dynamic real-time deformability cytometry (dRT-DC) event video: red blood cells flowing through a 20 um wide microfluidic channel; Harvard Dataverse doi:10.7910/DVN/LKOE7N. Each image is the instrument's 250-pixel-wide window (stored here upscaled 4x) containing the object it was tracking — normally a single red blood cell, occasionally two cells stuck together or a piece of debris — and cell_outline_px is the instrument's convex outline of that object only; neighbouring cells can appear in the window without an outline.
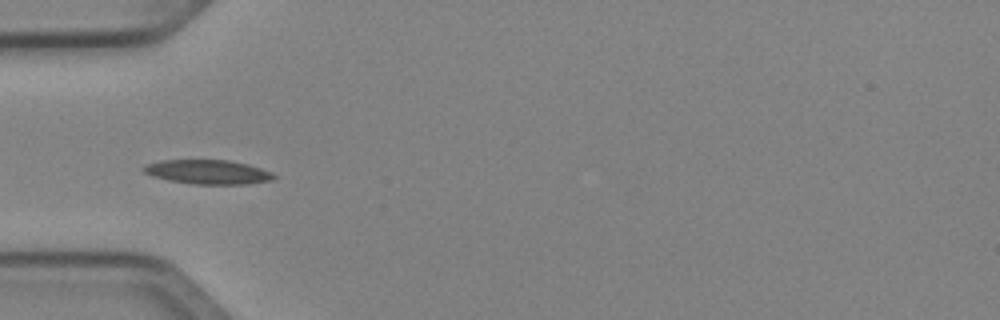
{"species": "Egyptian fruit bat (a non-hibernating species)", "species_latin": "Rousettus aegyptiacus", "temperature_condition": "cold", "stored_images_in_passage": 27, "camera_frame_rate_fps": 3000, "um_per_image_px": 0.085, "animal": {"sex": "female"}, "frame": {"image": 1, "passage_image": 1, "time_ms": 0.0, "image_size_px": [1000, 320], "cell_outline_px": [[276, 176], [272, 180], [244, 184], [192, 184], [168, 180], [152, 176], [144, 172], [140, 168], [144, 164], [160, 160], [228, 160], [248, 164], [272, 172]], "centroid_in_image_um": [17.62, 14.61], "position_along_channel_um": 67.4, "area_um2": 18.5}}
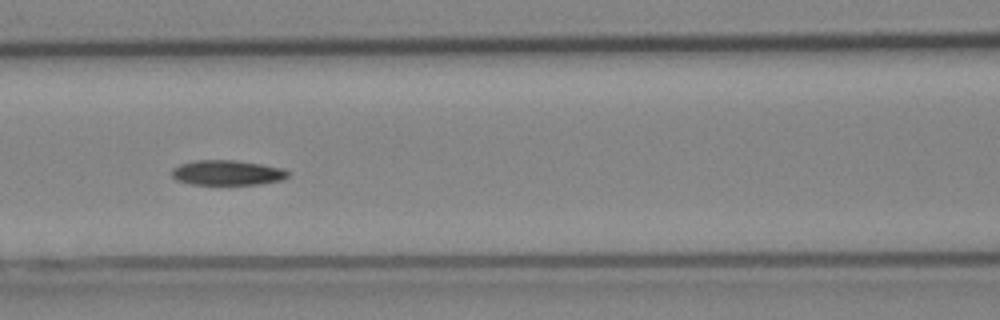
{"frame": {"image": 2, "passage_image": 7, "time_ms": 2.0, "image_size_px": [1000, 320], "cell_outline_px": [[288, 176], [284, 180], [260, 184], [192, 184], [176, 180], [172, 176], [172, 168], [180, 164], [196, 160], [232, 160], [260, 164], [284, 168], [288, 172]], "centroid_in_image_um": [19.32, 14.68], "position_along_channel_um": 147.3, "area_um2": 16.88}}
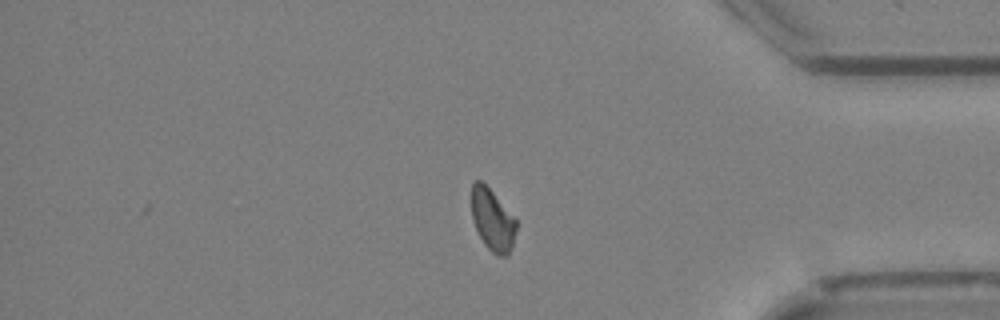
{"frame": {"image": 3, "passage_image": 27, "time_ms": 8.667, "image_size_px": [1000, 320], "cell_outline_px": [[516, 228], [512, 248], [508, 256], [496, 256], [484, 244], [472, 220], [472, 184], [476, 180], [480, 180], [492, 192], [516, 220]], "centroid_in_image_um": [41.86, 18.74], "position_along_channel_um": 393.3, "area_um2": 15.84}}